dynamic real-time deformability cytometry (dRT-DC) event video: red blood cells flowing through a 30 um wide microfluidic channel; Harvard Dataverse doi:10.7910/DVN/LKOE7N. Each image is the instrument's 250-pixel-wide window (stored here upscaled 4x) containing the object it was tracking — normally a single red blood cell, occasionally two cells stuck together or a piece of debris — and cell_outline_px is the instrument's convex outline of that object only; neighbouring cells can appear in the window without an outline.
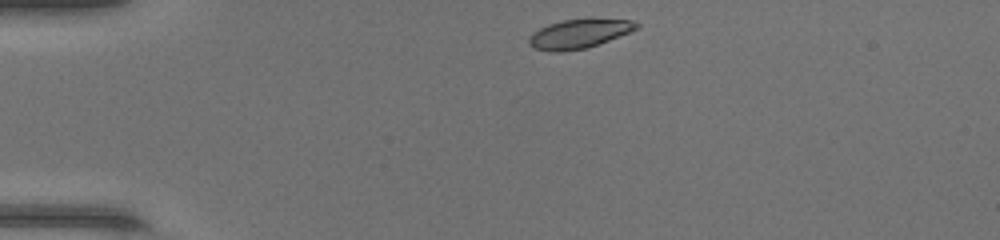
{"species": "common noctule bat (a hibernating species)", "species_latin": "Nyctalus noctula", "temperature_condition": "warm", "stored_images_in_passage": 38, "camera_frame_rate_fps": 3000, "um_per_image_px": 0.085, "animal": {"sex": "female", "body_mass_g": 17.0, "forearm_length_mm": 48.0}, "frame": {"image": 1, "passage_image": 1, "time_ms": 0.0, "image_size_px": [1000, 240], "cell_outline_px": [[640, 28], [608, 40], [584, 48], [560, 52], [552, 52], [536, 48], [528, 44], [528, 36], [532, 32], [548, 24], [560, 20], [592, 16], [632, 20], [640, 24]], "centroid_in_image_um": [49.24, 2.81], "position_along_channel_um": 35.8, "area_um2": 18.84}}
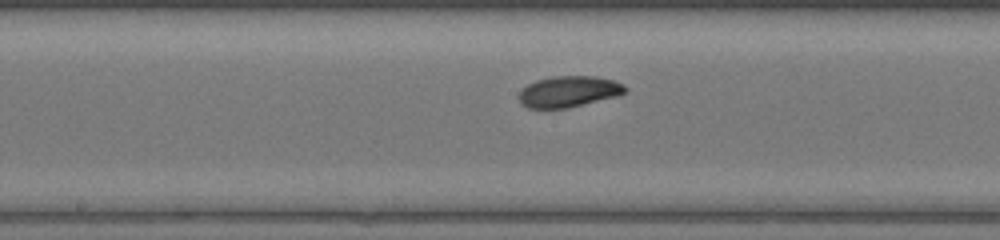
{"frame": {"image": 2, "passage_image": 16, "time_ms": 5.0, "image_size_px": [1000, 240], "cell_outline_px": [[628, 92], [616, 96], [568, 108], [528, 108], [520, 104], [520, 92], [528, 84], [536, 80], [552, 76], [596, 76], [612, 80], [624, 84], [628, 88]], "centroid_in_image_um": [48.37, 7.78], "position_along_channel_um": 199.8, "area_um2": 19.25}}
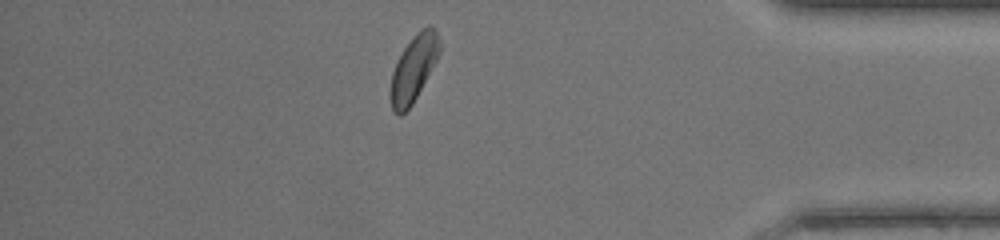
{"frame": {"image": 3, "passage_image": 32, "time_ms": 10.333, "image_size_px": [1000, 240], "cell_outline_px": [[440, 52], [436, 60], [412, 104], [400, 116], [396, 116], [392, 112], [388, 96], [388, 92], [392, 72], [396, 60], [404, 48], [416, 32], [428, 24], [432, 24], [436, 28], [440, 40]], "centroid_in_image_um": [35.12, 5.82], "position_along_channel_um": 400.1, "area_um2": 19.31}, "authors_computed_cell_mechanics": {"area_um2": 19.2474, "velocity_mm_per_s": 4.3584, "shape_relaxation_time_tau1_ms": 2.0531, "shape_relaxation_time_tau2_ms": 3.8595, "deformation_change_tau1": 0.1049, "deformation_change_tau2": 0.074}}